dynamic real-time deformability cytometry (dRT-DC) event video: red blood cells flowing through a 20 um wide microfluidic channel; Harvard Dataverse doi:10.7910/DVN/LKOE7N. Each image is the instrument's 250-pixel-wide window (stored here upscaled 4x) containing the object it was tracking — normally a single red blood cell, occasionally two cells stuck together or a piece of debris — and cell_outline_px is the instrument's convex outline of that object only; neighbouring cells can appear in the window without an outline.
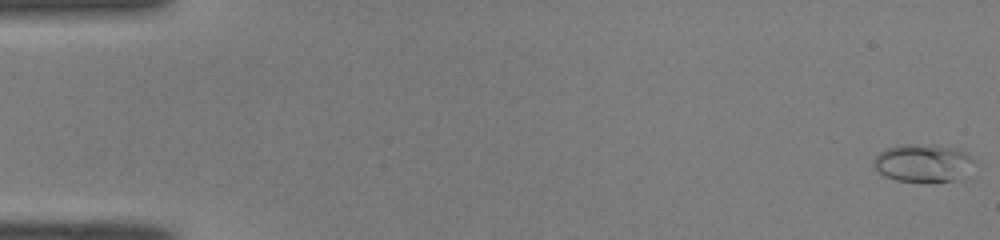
{"species": "common noctule bat (a hibernating species)", "species_latin": "Nyctalus noctula", "temperature_condition": "room temperature", "stored_images_in_passage": 52, "camera_frame_rate_fps": 3000, "um_per_image_px": 0.085, "animal": {"sex": "male", "body_mass_g": 19.0, "forearm_length_mm": 50.8}, "frame": {"image": 1, "passage_image": 1, "time_ms": 0.0, "image_size_px": [1000, 240], "cell_outline_px": [[976, 160], [952, 180], [896, 180], [884, 176], [876, 168], [872, 160], [884, 148], [904, 144], [916, 144], [956, 148], [968, 152]], "centroid_in_image_um": [78.38, 13.8], "position_along_channel_um": 6.6, "area_um2": 21.27}}
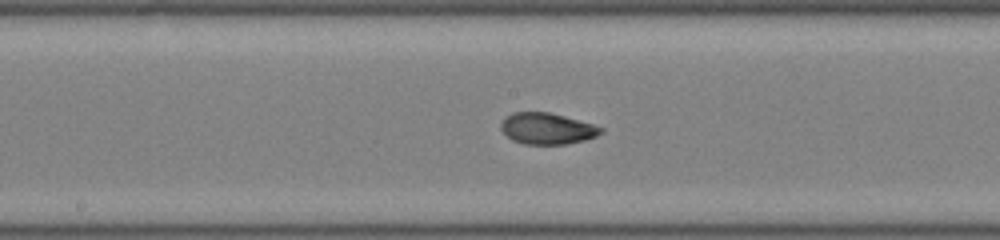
{"frame": {"image": 2, "passage_image": 27, "time_ms": 8.667, "image_size_px": [1000, 240], "cell_outline_px": [[604, 132], [596, 136], [584, 140], [564, 144], [524, 144], [512, 140], [500, 128], [500, 124], [512, 112], [548, 112], [564, 116], [592, 124], [604, 128]], "centroid_in_image_um": [46.51, 10.93], "position_along_channel_um": 201.7, "area_um2": 18.03}}
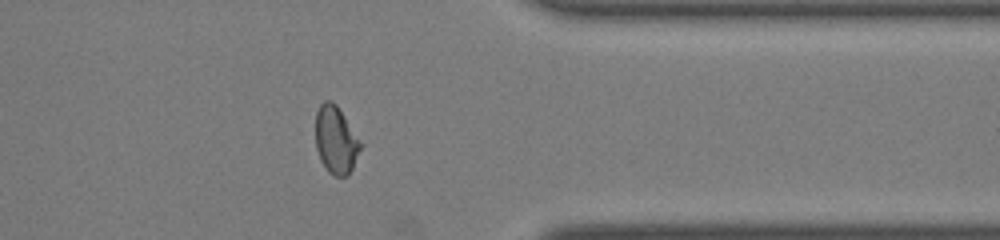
{"frame": {"image": 3, "passage_image": 41, "time_ms": 13.333, "image_size_px": [1000, 240], "cell_outline_px": [[364, 144], [348, 176], [336, 176], [328, 172], [320, 160], [316, 148], [316, 112], [320, 104], [324, 100], [332, 100], [336, 104]], "centroid_in_image_um": [28.57, 11.89], "position_along_channel_um": 382.8, "area_um2": 17.98}}